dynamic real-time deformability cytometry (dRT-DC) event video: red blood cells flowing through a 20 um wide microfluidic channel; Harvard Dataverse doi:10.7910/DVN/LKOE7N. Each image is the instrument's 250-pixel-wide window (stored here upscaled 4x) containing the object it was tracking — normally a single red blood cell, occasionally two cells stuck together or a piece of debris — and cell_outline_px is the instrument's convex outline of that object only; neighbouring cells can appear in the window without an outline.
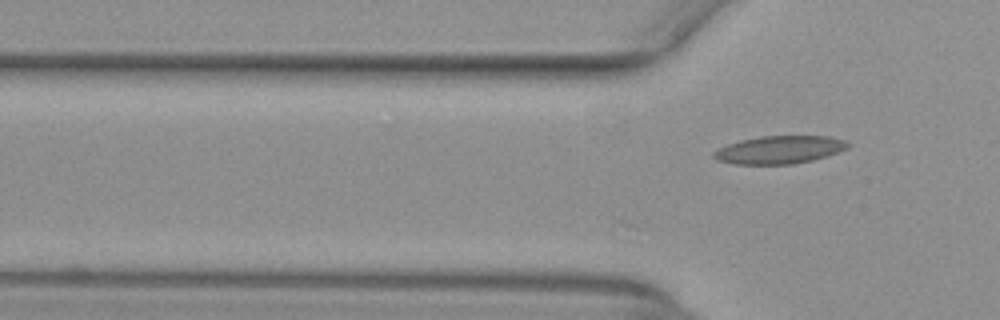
{"species": "common noctule bat (a hibernating species)", "species_latin": "Nyctalus noctula", "temperature_condition": "warm", "stored_images_in_passage": 4, "camera_frame_rate_fps": 3000, "um_per_image_px": 0.085, "animal": {"sex": "female", "body_mass_g": 29.2, "forearm_length_mm": 56.3}, "frame": {"image": 1, "passage_image": 4, "time_ms": 1.0, "image_size_px": [1000, 320], "cell_outline_px": [[852, 144], [848, 148], [828, 156], [812, 160], [792, 164], [736, 164], [716, 160], [712, 156], [712, 152], [728, 144], [740, 140], [760, 136], [828, 136], [844, 140]], "centroid_in_image_um": [66.27, 12.73], "position_along_channel_um": 59.5, "area_um2": 21.85}}